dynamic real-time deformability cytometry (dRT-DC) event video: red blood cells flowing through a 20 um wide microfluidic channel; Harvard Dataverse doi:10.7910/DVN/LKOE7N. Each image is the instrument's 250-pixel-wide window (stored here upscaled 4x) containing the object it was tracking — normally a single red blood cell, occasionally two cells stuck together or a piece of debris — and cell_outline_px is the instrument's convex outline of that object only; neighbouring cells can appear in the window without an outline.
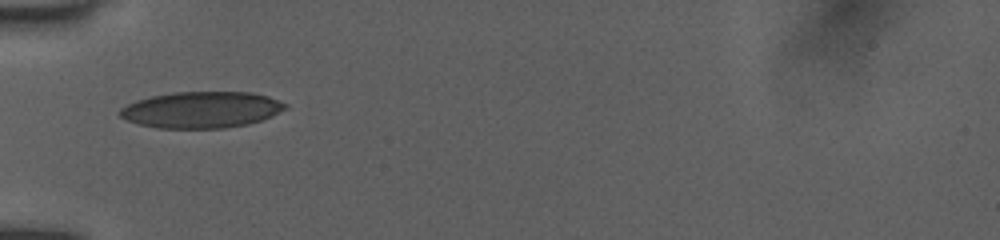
{"species": "human", "species_latin": "Homo sapiens", "temperature_condition": "room temperature", "stored_images_in_passage": 11, "camera_frame_rate_fps": 3000, "um_per_image_px": 0.085, "donor": {"sex": "female"}, "frame": {"image": 1, "passage_image": 1, "time_ms": 0.0, "image_size_px": [1000, 240], "cell_outline_px": [[288, 108], [272, 116], [248, 124], [224, 128], [156, 128], [140, 124], [128, 120], [120, 116], [116, 112], [120, 108], [136, 100], [152, 96], [172, 92], [252, 92], [268, 96], [288, 104]], "centroid_in_image_um": [17.13, 9.32], "position_along_channel_um": 67.9, "area_um2": 35.14}}
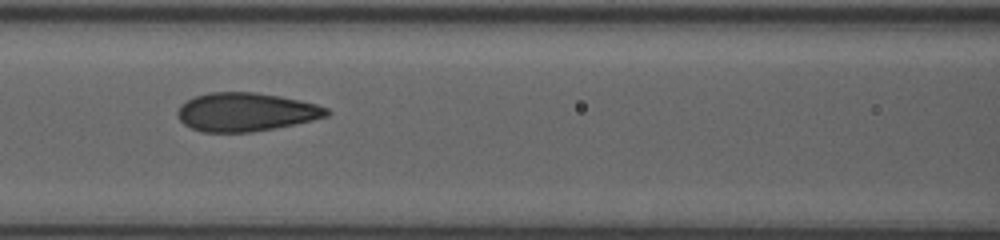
{"frame": {"image": 2, "passage_image": 7, "time_ms": 2.0, "image_size_px": [1000, 240], "cell_outline_px": [[332, 112], [328, 116], [312, 120], [252, 132], [200, 132], [184, 124], [180, 120], [176, 112], [180, 104], [196, 96], [208, 92], [256, 92], [280, 96], [300, 100], [316, 104], [328, 108]], "centroid_in_image_um": [20.89, 9.51], "position_along_channel_um": 145.7, "area_um2": 33.47}}
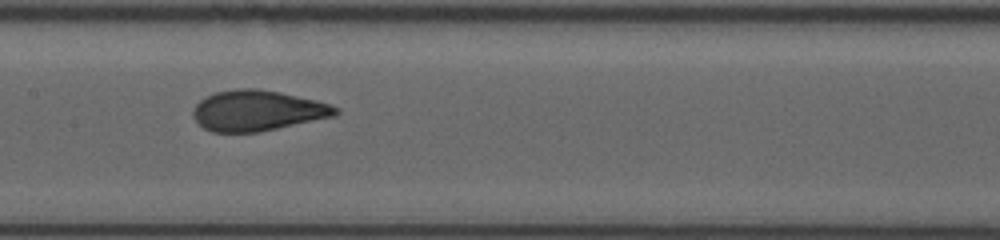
{"frame": {"image": 3, "passage_image": 10, "time_ms": 3.0, "image_size_px": [1000, 240], "cell_outline_px": [[340, 112], [336, 116], [260, 132], [212, 132], [204, 128], [192, 116], [192, 108], [204, 96], [216, 92], [236, 88], [256, 88], [280, 92], [316, 100], [340, 108]], "centroid_in_image_um": [21.88, 9.4], "position_along_channel_um": 185.5, "area_um2": 33.93}}